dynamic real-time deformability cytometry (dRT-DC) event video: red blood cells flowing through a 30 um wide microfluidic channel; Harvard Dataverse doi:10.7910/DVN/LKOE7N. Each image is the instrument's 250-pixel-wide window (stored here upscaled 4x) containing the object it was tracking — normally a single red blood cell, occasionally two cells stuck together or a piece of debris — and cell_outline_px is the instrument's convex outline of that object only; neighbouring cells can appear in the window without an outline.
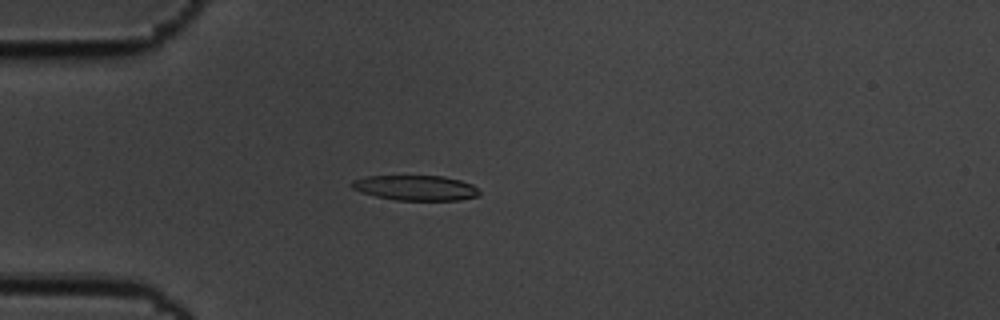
{"species": "common noctule bat (a hibernating species)", "species_latin": "Nyctalus noctula", "temperature_condition": "cold", "stored_images_in_passage": 58, "camera_frame_rate_fps": 3000, "um_per_image_px": 0.085, "animal": {"sex": "male", "body_mass_g": 19.5, "forearm_length_mm": 54.6}, "frame": {"image": 1, "passage_image": 16, "time_ms": 5.0, "image_size_px": [1000, 320], "cell_outline_px": [[480, 196], [460, 200], [396, 200], [376, 196], [360, 192], [352, 188], [352, 180], [364, 176], [444, 176], [460, 180], [472, 184], [480, 192]], "centroid_in_image_um": [35.34, 15.96], "position_along_channel_um": 49.7, "area_um2": 18.73}}
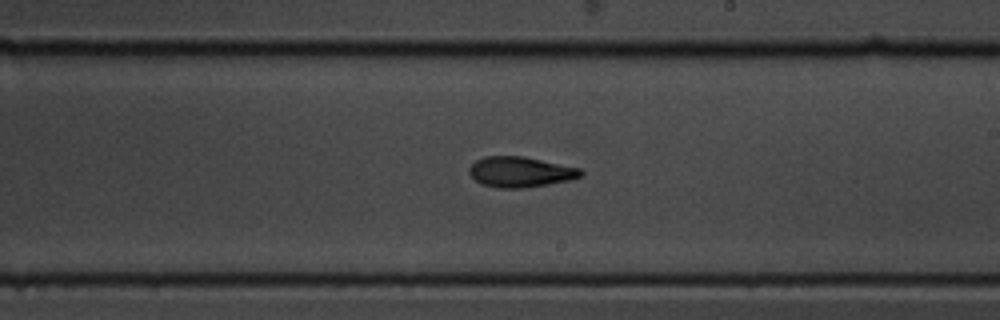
{"frame": {"image": 2, "passage_image": 34, "time_ms": 11.0, "image_size_px": [1000, 320], "cell_outline_px": [[584, 176], [568, 180], [548, 184], [524, 188], [496, 188], [480, 184], [468, 172], [468, 168], [476, 160], [484, 156], [524, 156], [580, 168], [584, 172]], "centroid_in_image_um": [44.22, 14.61], "position_along_channel_um": 244.8, "area_um2": 19.94}}
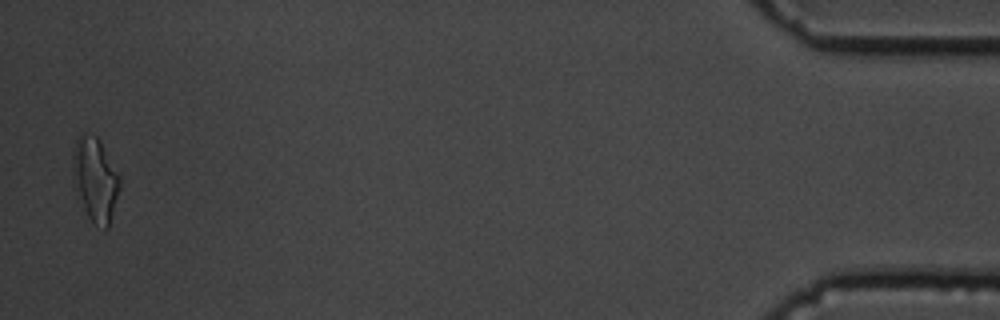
{"frame": {"image": 3, "passage_image": 57, "time_ms": 18.667, "image_size_px": [1000, 320], "cell_outline_px": [[120, 188], [108, 228], [104, 228], [92, 224], [88, 216], [76, 188], [72, 176], [72, 152], [76, 136], [80, 132], [84, 132], [96, 136], [100, 140], [120, 176]], "centroid_in_image_um": [8.08, 15.19], "position_along_channel_um": 427.1, "area_um2": 23.06}, "authors_computed_cell_mechanics": {"area_um2": 19.4497, "velocity_mm_per_s": 3.479, "shape_relaxation_time_tau1_ms": 4.0948, "shape_relaxation_time_tau2_ms": 3.3987, "deformation_change_tau1": 0.1547, "deformation_change_tau2": 0.1172}}